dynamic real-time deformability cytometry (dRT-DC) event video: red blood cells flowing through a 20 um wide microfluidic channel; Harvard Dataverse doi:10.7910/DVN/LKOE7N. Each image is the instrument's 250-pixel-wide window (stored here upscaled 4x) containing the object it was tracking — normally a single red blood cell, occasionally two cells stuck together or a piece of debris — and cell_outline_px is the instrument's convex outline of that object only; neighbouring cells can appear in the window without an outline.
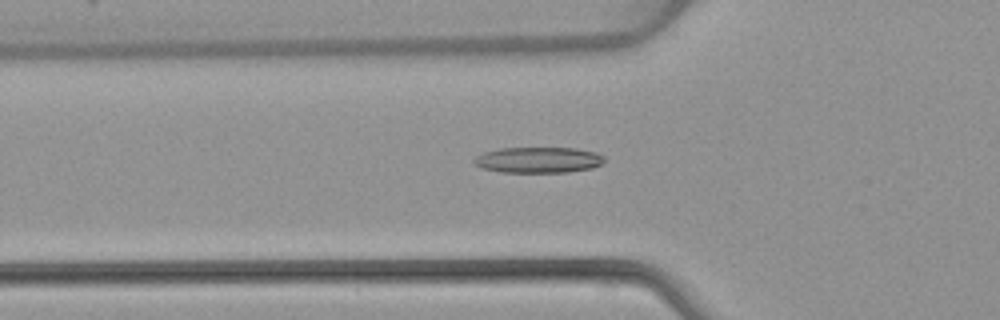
{"species": "common noctule bat (a hibernating species)", "species_latin": "Nyctalus noctula", "temperature_condition": "warm", "stored_images_in_passage": 20, "segment_of_instrument_passage": [1, 2], "camera_frame_rate_fps": 3000, "um_per_image_px": 0.085, "animal": {"sex": "female", "body_mass_g": 22.7, "forearm_length_mm": 54.2}, "frame": {"image": 1, "passage_image": 3, "time_ms": 0.667, "image_size_px": [1000, 320], "cell_outline_px": [[596, 280], [592, 284], [408, 284], [368, 280], [364, 264], [520, 260], [580, 260]], "centroid_in_image_um": [41.05, 23.17], "position_along_channel_um": 84.7, "area_um2": 35.84}}